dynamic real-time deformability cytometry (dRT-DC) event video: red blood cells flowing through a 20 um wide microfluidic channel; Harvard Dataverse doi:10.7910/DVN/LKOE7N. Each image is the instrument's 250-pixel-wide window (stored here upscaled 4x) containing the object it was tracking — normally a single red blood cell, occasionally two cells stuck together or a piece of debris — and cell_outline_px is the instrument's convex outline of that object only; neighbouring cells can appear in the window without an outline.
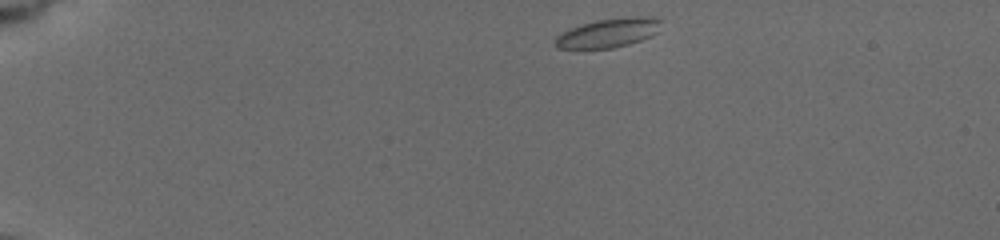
{"species": "common noctule bat (a hibernating species)", "species_latin": "Nyctalus noctula", "temperature_condition": "cold", "stored_images_in_passage": 13, "camera_frame_rate_fps": 3000, "um_per_image_px": 0.085, "animal": {"sex": "female", "body_mass_g": 19.5, "forearm_length_mm": 54.1}, "frame": {"image": 1, "passage_image": 1, "time_ms": 0.0, "image_size_px": [1000, 240], "cell_outline_px": [[660, 20], [656, 32], [640, 40], [628, 44], [612, 48], [556, 48], [552, 40], [556, 36], [580, 24], [596, 20]], "centroid_in_image_um": [51.49, 2.88], "position_along_channel_um": 33.5, "area_um2": 16.47}}
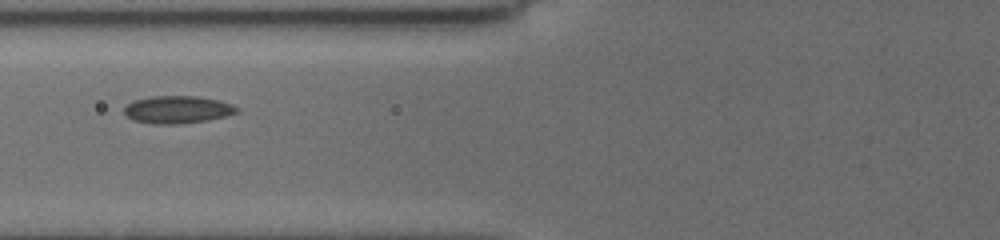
{"frame": {"image": 2, "passage_image": 8, "time_ms": 4.333, "image_size_px": [1000, 240], "cell_outline_px": [[236, 112], [224, 116], [208, 120], [176, 124], [152, 124], [132, 120], [124, 112], [124, 108], [128, 104], [136, 100], [152, 96], [196, 96], [216, 100], [232, 104], [236, 108]], "centroid_in_image_um": [15.04, 9.32], "position_along_channel_um": 110.8, "area_um2": 17.74}}
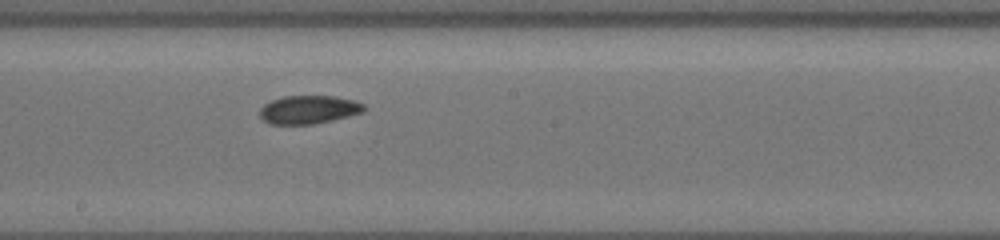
{"frame": {"image": 3, "passage_image": 13, "time_ms": 7.333, "image_size_px": [1000, 240], "cell_outline_px": [[364, 112], [332, 120], [312, 124], [272, 124], [264, 120], [260, 116], [260, 108], [264, 104], [272, 100], [284, 96], [332, 96], [352, 100], [364, 104]], "centroid_in_image_um": [26.22, 9.31], "position_along_channel_um": 222.0, "area_um2": 16.99}}